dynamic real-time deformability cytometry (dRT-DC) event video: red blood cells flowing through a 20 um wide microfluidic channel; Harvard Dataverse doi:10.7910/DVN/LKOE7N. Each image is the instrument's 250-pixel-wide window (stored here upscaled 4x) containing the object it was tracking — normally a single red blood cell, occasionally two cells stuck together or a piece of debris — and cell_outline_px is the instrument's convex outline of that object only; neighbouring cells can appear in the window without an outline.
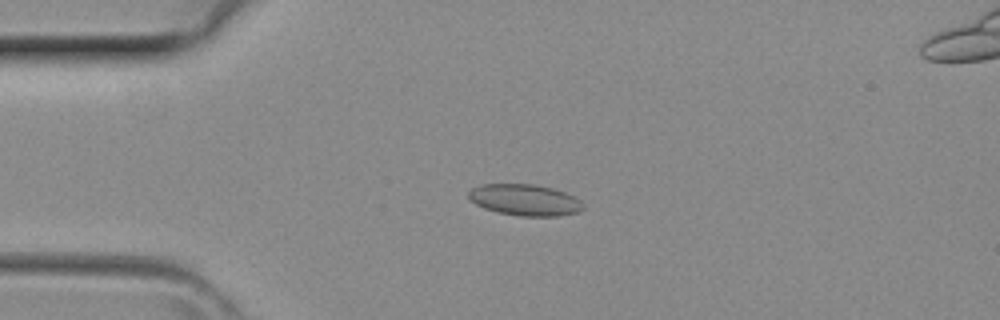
{"species": "common noctule bat (a hibernating species)", "species_latin": "Nyctalus noctula", "temperature_condition": "room temperature", "stored_images_in_passage": 40, "camera_frame_rate_fps": 3000, "um_per_image_px": 0.085, "animal": {"sex": "female", "body_mass_g": 29.2, "forearm_length_mm": 56.3}, "frame": {"image": 1, "passage_image": 9, "time_ms": 2.667, "image_size_px": [1000, 320], "cell_outline_px": [[584, 208], [580, 212], [560, 216], [520, 216], [496, 212], [484, 208], [476, 204], [468, 196], [468, 192], [472, 188], [480, 184], [536, 184], [552, 188], [564, 192], [580, 200], [584, 204]], "centroid_in_image_um": [44.63, 17.0], "position_along_channel_um": 40.4, "area_um2": 21.04}}
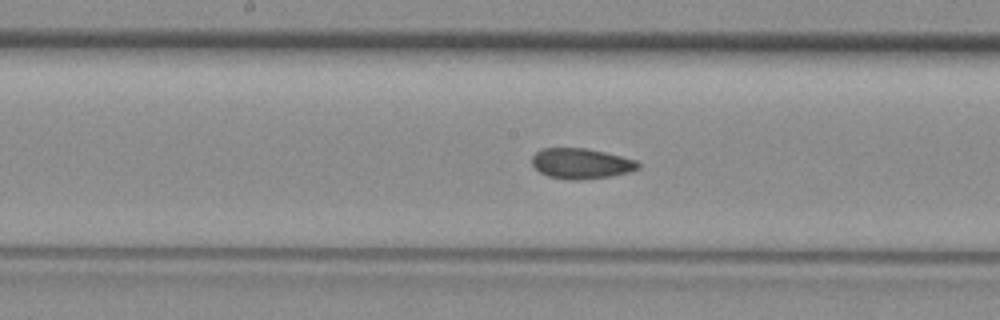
{"frame": {"image": 2, "passage_image": 20, "time_ms": 6.333, "image_size_px": [1000, 320], "cell_outline_px": [[640, 168], [628, 172], [612, 176], [580, 180], [568, 180], [548, 176], [540, 172], [532, 164], [532, 156], [540, 148], [584, 148], [604, 152], [636, 160], [640, 164]], "centroid_in_image_um": [49.38, 13.9], "position_along_channel_um": 198.8, "area_um2": 18.84}}
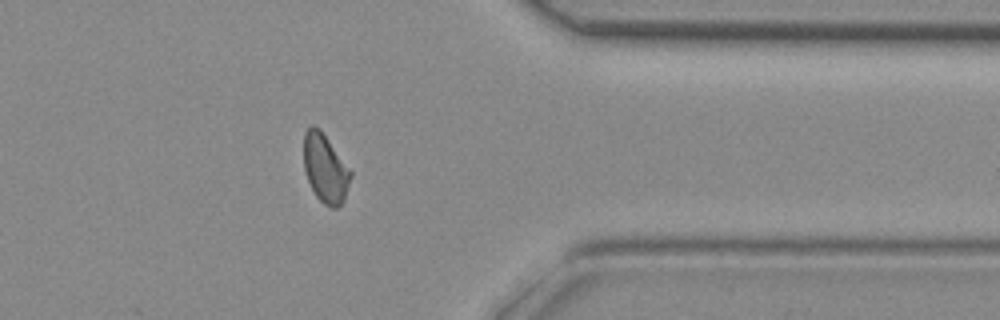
{"frame": {"image": 3, "passage_image": 32, "time_ms": 10.333, "image_size_px": [1000, 320], "cell_outline_px": [[352, 176], [344, 200], [336, 208], [332, 208], [324, 204], [316, 196], [308, 180], [304, 168], [304, 132], [312, 124], [320, 128], [352, 172]], "centroid_in_image_um": [27.65, 14.3], "position_along_channel_um": 383.8, "area_um2": 18.67}}